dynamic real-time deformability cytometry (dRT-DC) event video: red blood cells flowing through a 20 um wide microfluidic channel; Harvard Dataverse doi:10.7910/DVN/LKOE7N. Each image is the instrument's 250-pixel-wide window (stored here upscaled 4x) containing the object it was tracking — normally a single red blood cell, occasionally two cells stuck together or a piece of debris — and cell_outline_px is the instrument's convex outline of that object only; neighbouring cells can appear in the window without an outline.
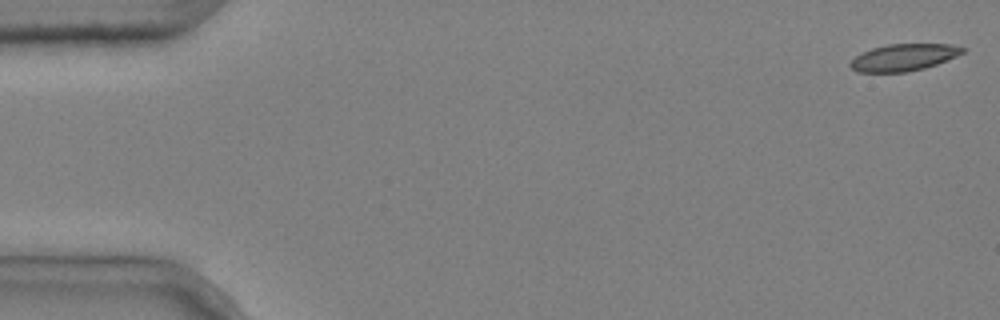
{"species": "common noctule bat (a hibernating species)", "species_latin": "Nyctalus noctula", "temperature_condition": "cold", "stored_images_in_passage": 5, "camera_frame_rate_fps": 3000, "um_per_image_px": 0.085, "animal": {"sex": "male", "body_mass_g": 20.4}, "frame": {"image": 1, "passage_image": 1, "time_ms": 0.0, "image_size_px": [1000, 320], "cell_outline_px": [[968, 48], [964, 52], [956, 56], [936, 64], [924, 68], [904, 72], [856, 72], [848, 64], [856, 56], [872, 48], [888, 44], [952, 44]], "centroid_in_image_um": [76.83, 4.87], "position_along_channel_um": 8.2, "area_um2": 17.51}}
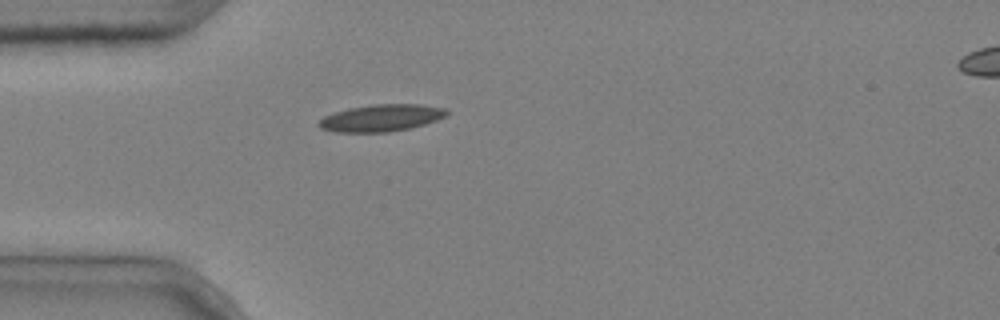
{"frame": {"image": 2, "passage_image": 5, "time_ms": 1.333, "image_size_px": [1000, 320], "cell_outline_px": [[448, 116], [424, 124], [408, 128], [388, 132], [336, 132], [320, 128], [316, 124], [324, 116], [348, 108], [376, 104], [420, 104], [444, 108], [448, 112]], "centroid_in_image_um": [32.4, 10.02], "position_along_channel_um": 52.6, "area_um2": 20.0}}